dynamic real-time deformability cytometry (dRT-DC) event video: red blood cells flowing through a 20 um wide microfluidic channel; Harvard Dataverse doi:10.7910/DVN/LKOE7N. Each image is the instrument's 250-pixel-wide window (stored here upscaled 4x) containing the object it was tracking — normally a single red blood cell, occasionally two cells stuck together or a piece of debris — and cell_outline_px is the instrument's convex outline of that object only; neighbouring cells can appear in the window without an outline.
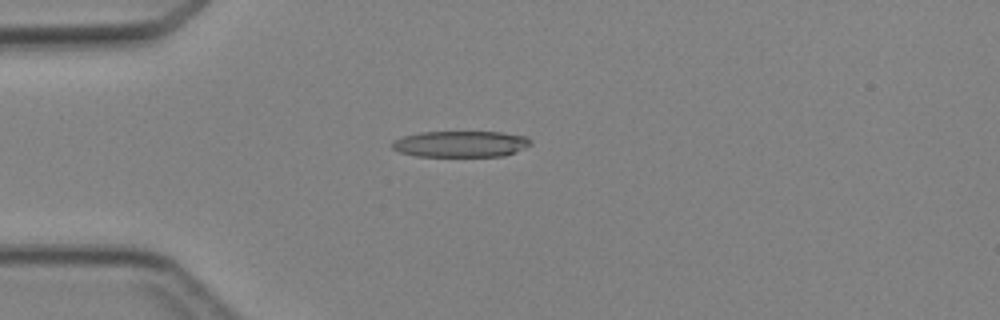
{"species": "Egyptian fruit bat (a non-hibernating species)", "species_latin": "Rousettus aegyptiacus", "temperature_condition": "cold", "stored_images_in_passage": 4, "camera_frame_rate_fps": 3000, "um_per_image_px": 0.085, "animal": {"sex": "female"}, "frame": {"image": 1, "passage_image": 4, "time_ms": 3.667, "image_size_px": [1000, 320], "cell_outline_px": [[532, 144], [516, 152], [504, 156], [416, 156], [400, 152], [392, 148], [392, 140], [404, 136], [420, 132], [500, 132], [528, 136], [532, 140]], "centroid_in_image_um": [39.19, 12.23], "position_along_channel_um": 45.8, "area_um2": 21.27}}